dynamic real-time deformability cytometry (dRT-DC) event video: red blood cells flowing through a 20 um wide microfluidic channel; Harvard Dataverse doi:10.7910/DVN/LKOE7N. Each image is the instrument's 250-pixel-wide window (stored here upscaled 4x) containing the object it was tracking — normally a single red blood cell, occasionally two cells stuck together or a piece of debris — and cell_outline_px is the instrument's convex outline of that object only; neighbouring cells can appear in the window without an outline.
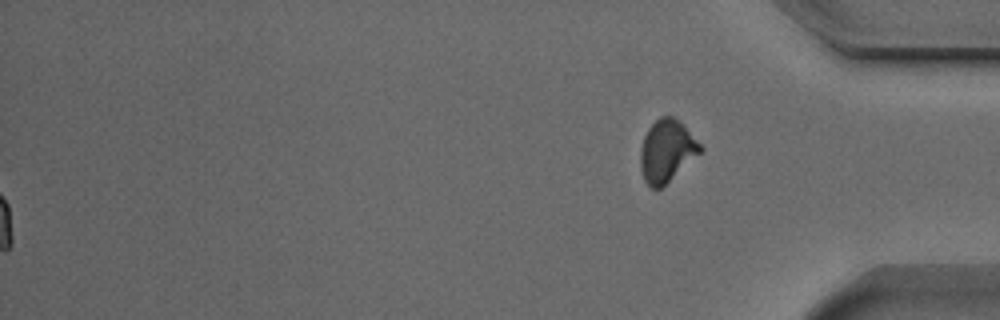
{"species": "Egyptian fruit bat (a non-hibernating species)", "species_latin": "Rousettus aegyptiacus", "temperature_condition": "cold", "stored_images_in_passage": 57, "segment_of_instrument_passage": [2, 2], "camera_frame_rate_fps": 3000, "um_per_image_px": 0.085, "animal": {"sex": "male"}, "frame": {"image": 1, "passage_image": 57, "time_ms": 18.667, "image_size_px": [1000, 320], "cell_outline_px": [[704, 148], [700, 152], [660, 188], [652, 188], [644, 180], [640, 168], [640, 152], [644, 136], [648, 128], [660, 116], [672, 116]], "centroid_in_image_um": [56.62, 12.83], "position_along_channel_um": 378.6, "area_um2": 20.87}}